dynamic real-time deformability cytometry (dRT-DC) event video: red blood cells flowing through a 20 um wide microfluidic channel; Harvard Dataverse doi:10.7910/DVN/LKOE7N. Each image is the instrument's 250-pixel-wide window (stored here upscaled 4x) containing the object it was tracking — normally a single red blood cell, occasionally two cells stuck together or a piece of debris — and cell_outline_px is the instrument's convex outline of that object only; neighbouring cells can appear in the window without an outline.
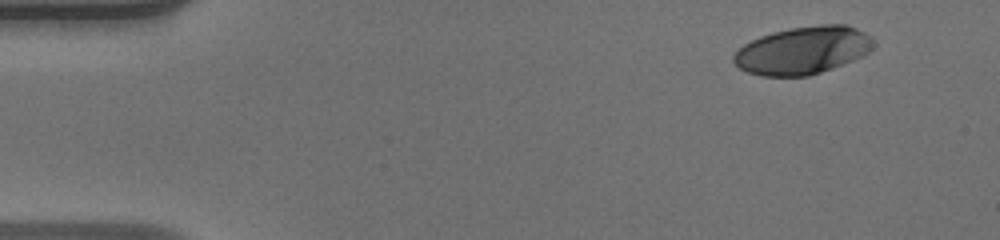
{"species": "human", "species_latin": "Homo sapiens", "temperature_condition": "warm", "stored_images_in_passage": 46, "camera_frame_rate_fps": 3000, "um_per_image_px": 0.085, "donor": {"sex": "male"}, "frame": {"image": 1, "passage_image": 1, "time_ms": 0.0, "image_size_px": [1000, 240], "cell_outline_px": [[872, 48], [864, 56], [832, 68], [808, 76], [760, 76], [748, 72], [740, 68], [732, 60], [732, 56], [744, 44], [760, 36], [772, 32], [792, 28], [820, 24], [844, 24], [856, 28], [864, 32], [872, 40]], "centroid_in_image_um": [68.23, 4.28], "position_along_channel_um": 16.8, "area_um2": 38.61}}
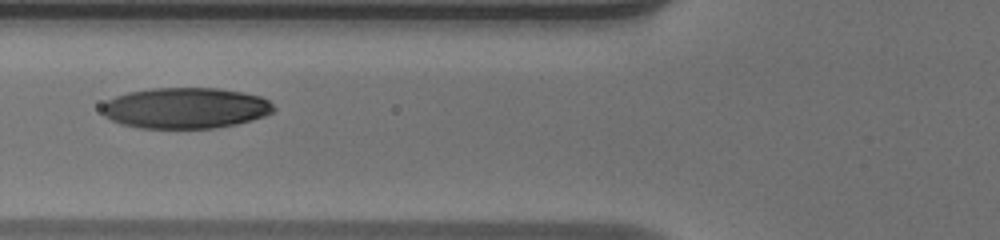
{"frame": {"image": 2, "passage_image": 16, "time_ms": 5.0, "image_size_px": [1000, 240], "cell_outline_px": [[276, 108], [272, 112], [264, 116], [252, 120], [236, 124], [212, 128], [140, 128], [120, 124], [104, 116], [100, 112], [100, 108], [108, 100], [116, 96], [128, 92], [152, 88], [216, 88], [240, 92], [260, 96], [268, 100]], "centroid_in_image_um": [15.74, 9.19], "position_along_channel_um": 110.1, "area_um2": 40.92}}
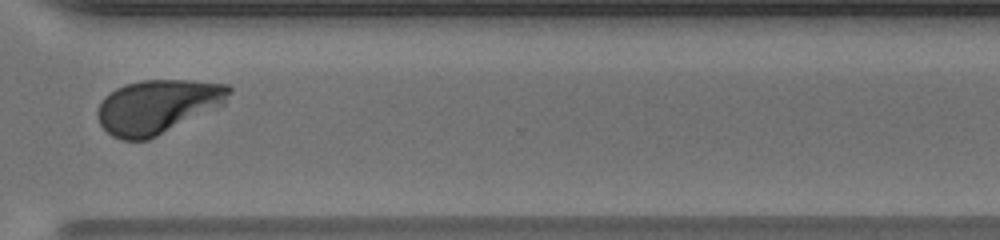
{"frame": {"image": 3, "passage_image": 34, "time_ms": 11.0, "image_size_px": [1000, 240], "cell_outline_px": [[232, 92], [224, 104], [148, 140], [120, 140], [112, 136], [100, 124], [96, 112], [104, 96], [108, 92], [124, 84], [140, 80], [192, 80], [228, 84], [232, 88]], "centroid_in_image_um": [13.38, 9.04], "position_along_channel_um": 357.2, "area_um2": 41.38}, "authors_computed_cell_mechanics": {"area_um2": 40.6045, "velocity_mm_per_s": 4.1119, "shape_relaxation_time_tau1_ms": 2.904, "shape_relaxation_time_tau2_ms": 0.7417, "deformation_change_tau1": 0.1855, "deformation_change_tau2": 0.0403}}